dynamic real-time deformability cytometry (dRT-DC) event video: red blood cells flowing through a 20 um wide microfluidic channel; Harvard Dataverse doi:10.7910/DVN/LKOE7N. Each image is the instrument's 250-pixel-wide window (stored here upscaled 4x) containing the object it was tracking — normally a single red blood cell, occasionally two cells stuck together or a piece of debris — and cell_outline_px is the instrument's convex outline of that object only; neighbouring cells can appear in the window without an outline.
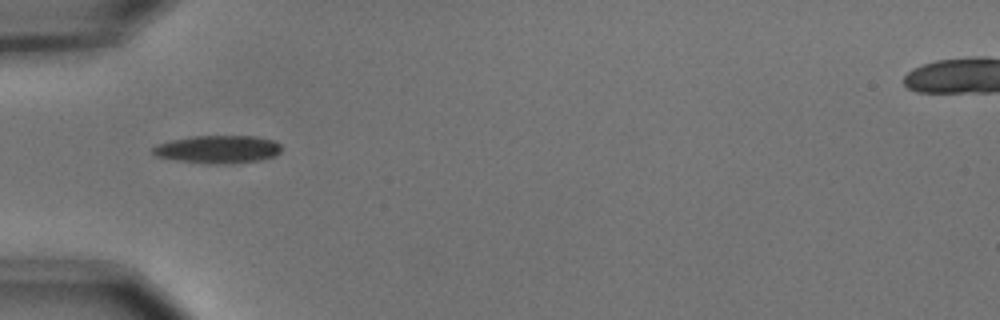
{"species": "common noctule bat (a hibernating species)", "species_latin": "Nyctalus noctula", "temperature_condition": "cold", "stored_images_in_passage": 15, "camera_frame_rate_fps": 3000, "um_per_image_px": 0.085, "animal": {"sex": "male", "body_mass_g": 15.6}, "frame": {"image": 1, "passage_image": 1, "time_ms": 0.0, "image_size_px": [1000, 320], "cell_outline_px": [[280, 152], [276, 156], [260, 160], [220, 164], [208, 164], [176, 160], [156, 156], [152, 152], [152, 148], [160, 144], [172, 140], [196, 136], [256, 136], [272, 140], [280, 144]], "centroid_in_image_um": [18.54, 12.69], "position_along_channel_um": 66.5, "area_um2": 20.69}}
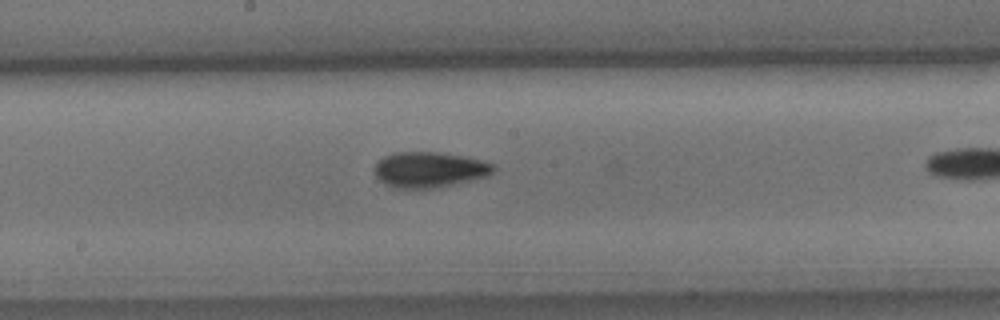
{"frame": {"image": 2, "passage_image": 9, "time_ms": 2.667, "image_size_px": [1000, 320], "cell_outline_px": [[496, 168], [492, 172], [484, 176], [420, 192], [396, 188], [380, 180], [376, 176], [372, 168], [376, 160], [384, 156], [396, 152], [440, 152], [464, 156], [496, 164]], "centroid_in_image_um": [36.42, 14.44], "position_along_channel_um": 211.8, "area_um2": 25.14}}
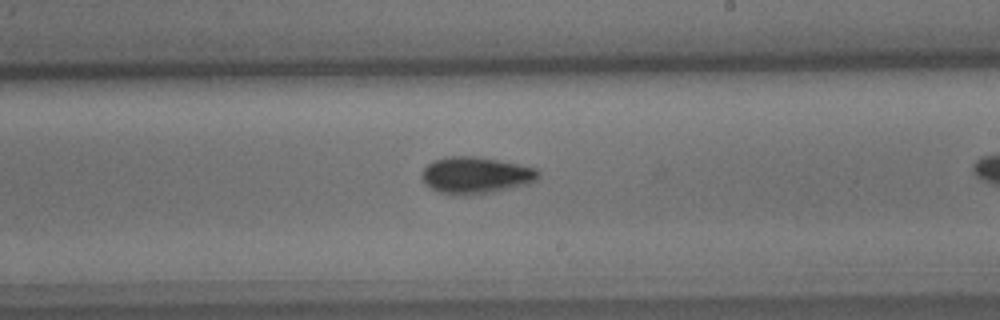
{"frame": {"image": 3, "passage_image": 12, "time_ms": 3.667, "image_size_px": [1000, 320], "cell_outline_px": [[540, 176], [532, 184], [480, 196], [452, 196], [440, 192], [424, 184], [420, 176], [424, 168], [432, 160], [444, 156], [476, 156], [536, 168], [540, 172]], "centroid_in_image_um": [40.44, 14.94], "position_along_channel_um": 248.6, "area_um2": 25.84}}